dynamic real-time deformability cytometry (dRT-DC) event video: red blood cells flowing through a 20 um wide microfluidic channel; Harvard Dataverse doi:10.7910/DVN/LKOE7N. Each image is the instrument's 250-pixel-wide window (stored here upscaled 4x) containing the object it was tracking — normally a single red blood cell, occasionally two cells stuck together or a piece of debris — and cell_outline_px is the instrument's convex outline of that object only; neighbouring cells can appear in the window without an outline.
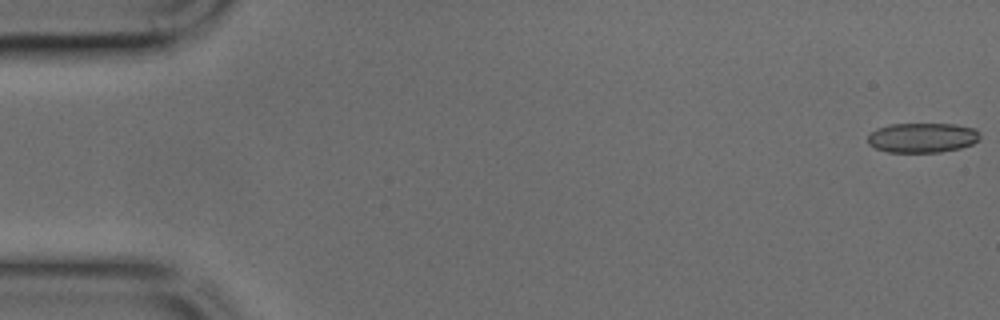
{"species": "common noctule bat (a hibernating species)", "species_latin": "Nyctalus noctula", "temperature_condition": "cold", "stored_images_in_passage": 45, "camera_frame_rate_fps": 3000, "um_per_image_px": 0.085, "animal": {"sex": "male", "body_mass_g": 17.9, "forearm_length_mm": 54.2}, "frame": {"image": 1, "passage_image": 1, "time_ms": 0.0, "image_size_px": [1000, 320], "cell_outline_px": [[980, 140], [972, 144], [960, 148], [940, 152], [888, 152], [876, 148], [868, 144], [868, 136], [876, 128], [892, 124], [956, 124], [976, 128], [980, 132]], "centroid_in_image_um": [78.44, 11.7], "position_along_channel_um": 6.6, "area_um2": 19.59}}
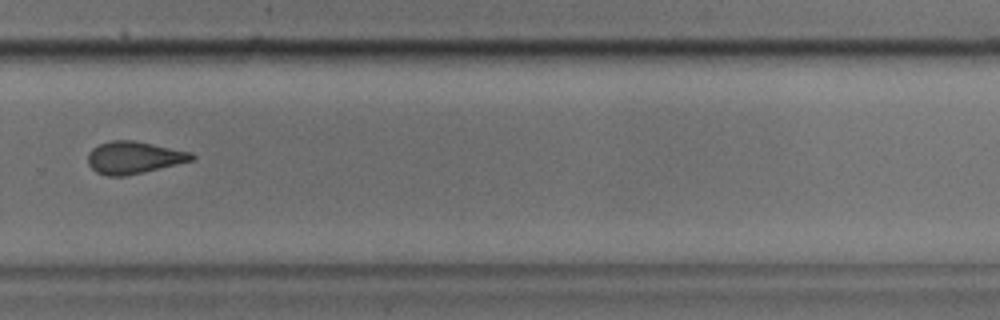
{"frame": {"image": 2, "passage_image": 31, "time_ms": 10.0, "image_size_px": [1000, 320], "cell_outline_px": [[196, 160], [144, 172], [124, 176], [108, 176], [96, 172], [88, 164], [88, 152], [92, 148], [100, 144], [112, 140], [132, 140], [192, 152], [196, 156]], "centroid_in_image_um": [11.4, 13.4], "position_along_channel_um": 318.4, "area_um2": 19.59}}
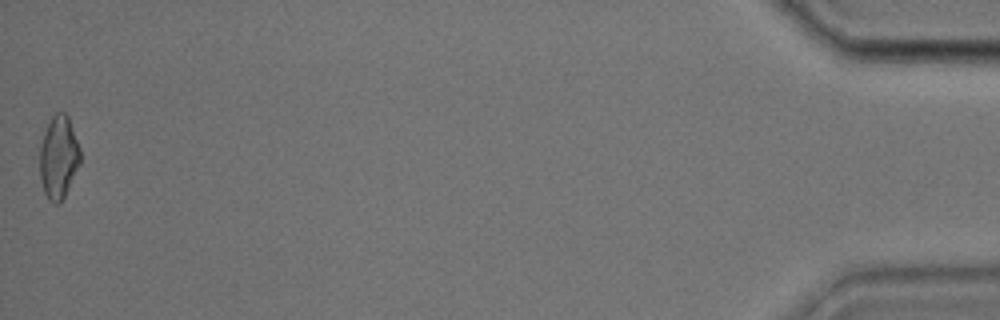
{"frame": {"image": 3, "passage_image": 45, "time_ms": 14.667, "image_size_px": [1000, 320], "cell_outline_px": [[80, 164], [60, 204], [52, 204], [48, 200], [44, 192], [40, 180], [40, 148], [44, 132], [52, 116], [56, 112], [64, 112], [68, 116], [80, 148]], "centroid_in_image_um": [4.98, 13.39], "position_along_channel_um": 430.2, "area_um2": 19.54}}